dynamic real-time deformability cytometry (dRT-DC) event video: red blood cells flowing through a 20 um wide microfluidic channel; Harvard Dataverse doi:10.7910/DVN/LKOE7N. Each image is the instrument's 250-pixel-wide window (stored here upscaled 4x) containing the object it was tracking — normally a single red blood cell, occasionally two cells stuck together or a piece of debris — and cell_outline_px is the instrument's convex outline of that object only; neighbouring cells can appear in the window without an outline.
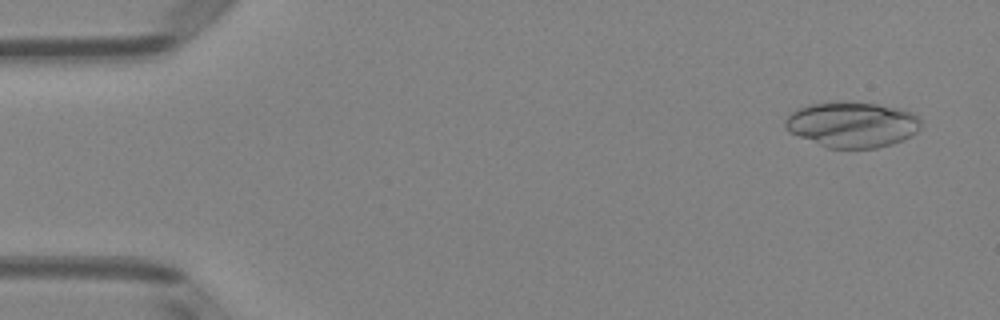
{"species": "Egyptian fruit bat (a non-hibernating species)", "species_latin": "Rousettus aegyptiacus", "temperature_condition": "room temperature", "stored_images_in_passage": 47, "camera_frame_rate_fps": 3000, "um_per_image_px": 0.085, "animal": {"sex": "female"}, "frame": {"image": 1, "passage_image": 1, "time_ms": 0.0, "image_size_px": [1000, 320], "cell_outline_px": [[920, 128], [916, 132], [904, 140], [892, 144], [876, 148], [828, 148], [800, 136], [784, 128], [784, 120], [796, 108], [808, 104], [876, 104], [900, 108], [912, 112], [920, 120]], "centroid_in_image_um": [72.45, 10.61], "position_along_channel_um": 12.5, "area_um2": 35.26}}